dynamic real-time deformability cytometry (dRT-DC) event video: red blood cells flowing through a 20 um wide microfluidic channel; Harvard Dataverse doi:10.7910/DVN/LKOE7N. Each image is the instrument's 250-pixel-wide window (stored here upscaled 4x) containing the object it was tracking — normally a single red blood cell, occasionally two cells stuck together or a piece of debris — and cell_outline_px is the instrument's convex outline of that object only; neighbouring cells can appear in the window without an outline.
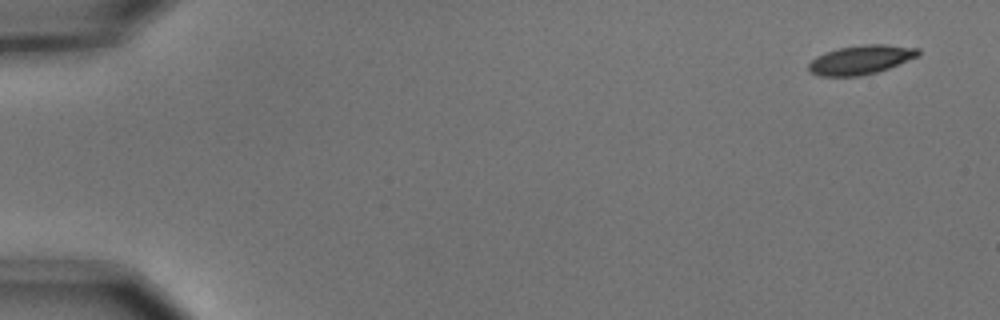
{"species": "common noctule bat (a hibernating species)", "species_latin": "Nyctalus noctula", "temperature_condition": "cold", "stored_images_in_passage": 7, "camera_frame_rate_fps": 3000, "um_per_image_px": 0.085, "animal": {"sex": "male", "body_mass_g": 15.6}, "frame": {"image": 1, "passage_image": 1, "time_ms": 0.0, "image_size_px": [1000, 320], "cell_outline_px": [[920, 56], [888, 68], [876, 72], [856, 76], [820, 76], [812, 72], [808, 68], [808, 64], [816, 56], [824, 52], [840, 48], [864, 44], [884, 44], [920, 48]], "centroid_in_image_um": [73.19, 5.07], "position_along_channel_um": 11.8, "area_um2": 18.5}}
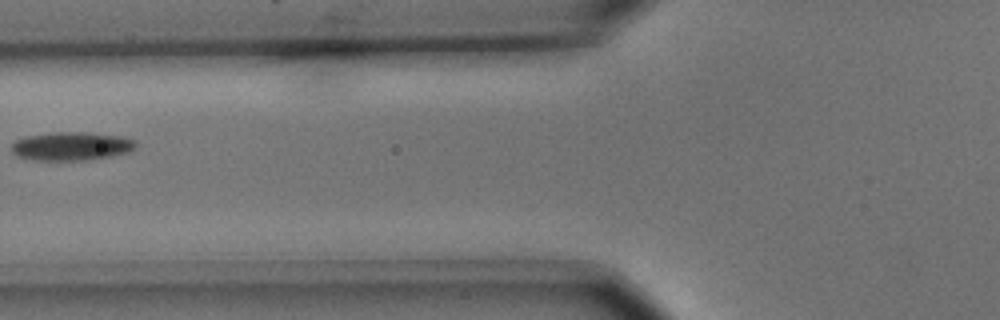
{"frame": {"image": 2, "passage_image": 6, "time_ms": 1.667, "image_size_px": [1000, 320], "cell_outline_px": [[136, 144], [128, 152], [112, 156], [88, 160], [32, 160], [16, 156], [12, 152], [12, 144], [16, 140], [28, 136], [52, 132], [88, 132], [124, 136], [136, 140]], "centroid_in_image_um": [6.08, 12.42], "position_along_channel_um": 119.7, "area_um2": 20.75}}
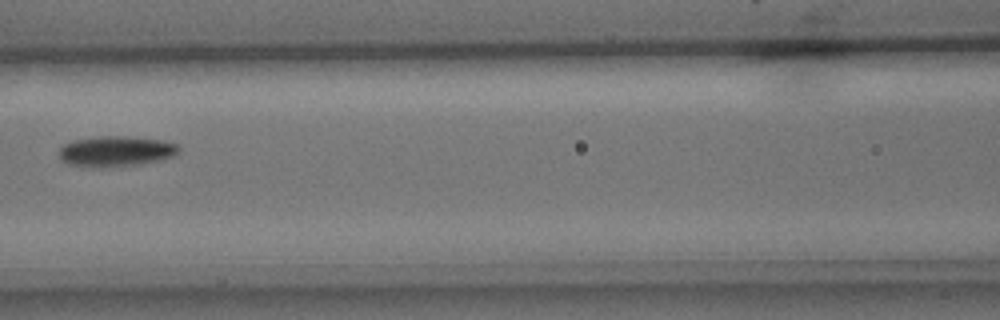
{"frame": {"image": 3, "passage_image": 7, "time_ms": 2.0, "image_size_px": [1000, 320], "cell_outline_px": [[180, 152], [172, 156], [160, 160], [140, 164], [92, 168], [68, 164], [60, 160], [60, 148], [64, 144], [72, 140], [104, 136], [124, 136], [160, 140], [176, 144], [180, 148]], "centroid_in_image_um": [9.82, 12.87], "position_along_channel_um": 156.8, "area_um2": 21.21}}